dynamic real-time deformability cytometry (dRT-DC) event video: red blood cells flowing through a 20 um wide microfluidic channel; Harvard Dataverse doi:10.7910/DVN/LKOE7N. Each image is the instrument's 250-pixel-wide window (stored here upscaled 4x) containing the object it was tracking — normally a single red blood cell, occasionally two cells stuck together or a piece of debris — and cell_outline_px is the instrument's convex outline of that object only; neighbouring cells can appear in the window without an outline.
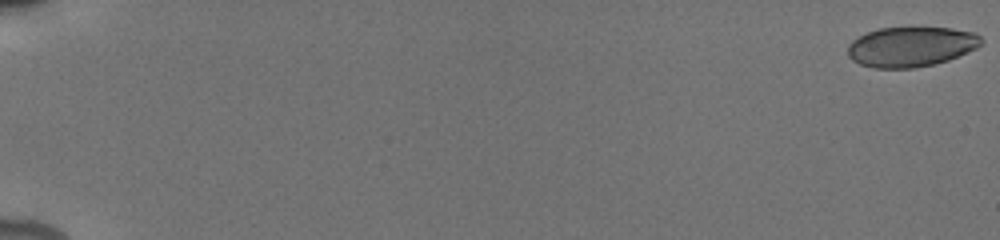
{"species": "human", "species_latin": "Homo sapiens", "temperature_condition": "cold", "stored_images_in_passage": 53, "camera_frame_rate_fps": 3000, "um_per_image_px": 0.085, "donor": {"sex": "male"}, "frame": {"image": 1, "passage_image": 1, "time_ms": 0.0, "image_size_px": [1000, 240], "cell_outline_px": [[984, 44], [968, 52], [948, 60], [932, 64], [912, 68], [876, 68], [860, 64], [852, 60], [848, 56], [848, 44], [852, 40], [868, 32], [880, 28], [908, 24], [952, 28], [976, 32], [984, 40]], "centroid_in_image_um": [77.47, 3.91], "position_along_channel_um": 7.5, "area_um2": 32.14}}
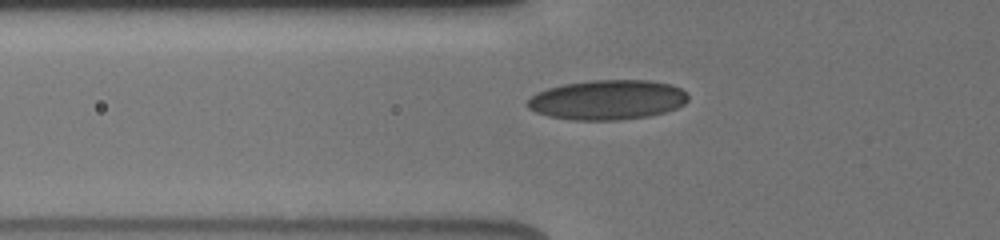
{"frame": {"image": 2, "passage_image": 41, "time_ms": 7.0, "image_size_px": [1000, 240], "cell_outline_px": [[688, 100], [684, 104], [676, 108], [664, 112], [648, 116], [616, 120], [572, 120], [548, 116], [536, 112], [528, 108], [524, 104], [536, 92], [548, 88], [564, 84], [592, 80], [648, 80], [672, 84], [688, 92]], "centroid_in_image_um": [51.63, 8.48], "position_along_channel_um": 74.2, "area_um2": 37.4}}
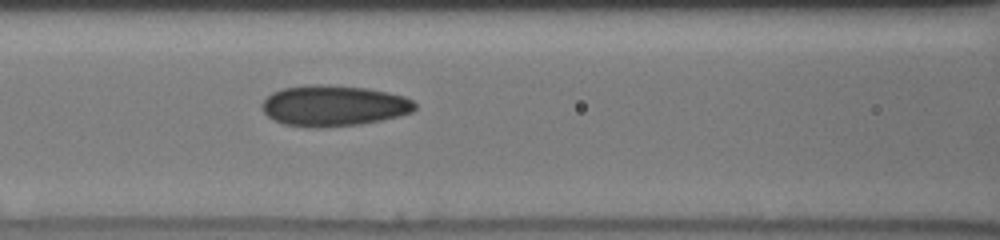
{"frame": {"image": 3, "passage_image": 52, "time_ms": 8.667, "image_size_px": [1000, 240], "cell_outline_px": [[416, 108], [412, 112], [400, 116], [360, 124], [324, 128], [312, 128], [284, 124], [268, 116], [260, 108], [260, 104], [272, 92], [284, 88], [312, 84], [320, 84], [368, 88], [388, 92], [404, 96], [412, 100], [416, 104]], "centroid_in_image_um": [28.36, 8.99], "position_along_channel_um": 138.2, "area_um2": 36.59}}